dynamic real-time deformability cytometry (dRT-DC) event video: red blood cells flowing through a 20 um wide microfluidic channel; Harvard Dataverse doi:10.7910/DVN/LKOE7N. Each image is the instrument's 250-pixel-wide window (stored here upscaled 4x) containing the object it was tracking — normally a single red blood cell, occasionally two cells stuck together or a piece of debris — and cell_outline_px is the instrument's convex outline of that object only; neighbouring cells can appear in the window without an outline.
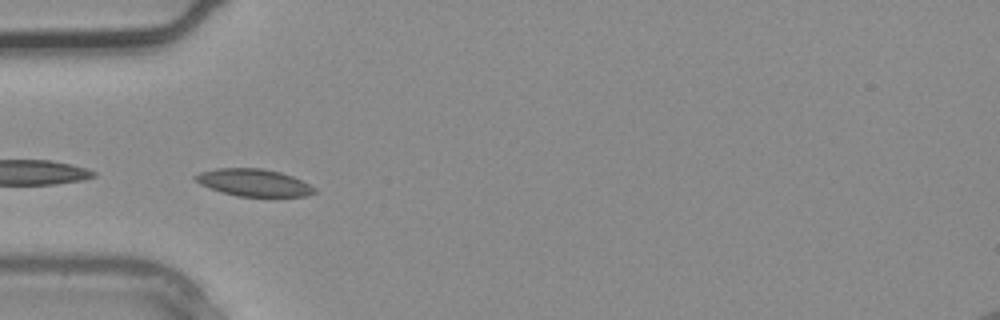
{"species": "common noctule bat (a hibernating species)", "species_latin": "Nyctalus noctula", "temperature_condition": "warm", "stored_images_in_passage": 4, "camera_frame_rate_fps": 3000, "um_per_image_px": 0.085, "animal": {"sex": "male", "body_mass_g": 20.4}, "frame": {"image": 1, "passage_image": 4, "time_ms": 1.0, "image_size_px": [1000, 320], "cell_outline_px": [[316, 192], [304, 196], [236, 196], [220, 192], [200, 184], [192, 176], [200, 172], [216, 168], [260, 168], [280, 172], [292, 176], [316, 188]], "centroid_in_image_um": [21.53, 15.52], "position_along_channel_um": 63.5, "area_um2": 18.79}}